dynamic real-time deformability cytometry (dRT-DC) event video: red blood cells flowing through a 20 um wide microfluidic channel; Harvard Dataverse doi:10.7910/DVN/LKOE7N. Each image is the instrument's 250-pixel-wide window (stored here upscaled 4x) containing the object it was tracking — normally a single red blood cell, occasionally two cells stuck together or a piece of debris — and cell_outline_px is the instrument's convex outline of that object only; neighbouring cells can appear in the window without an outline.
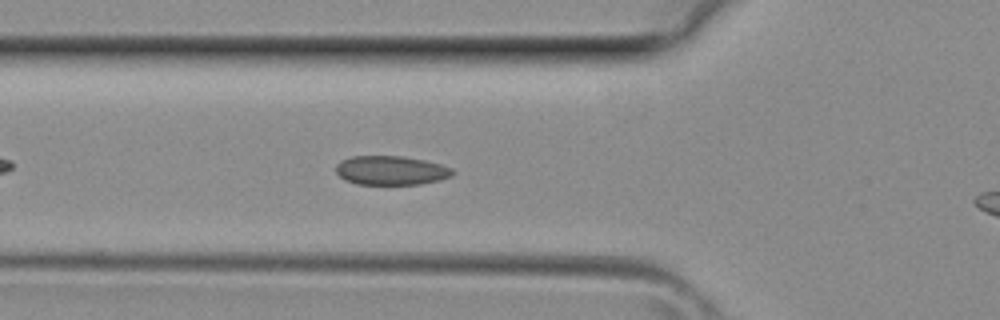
{"species": "common noctule bat (a hibernating species)", "species_latin": "Nyctalus noctula", "temperature_condition": "room temperature", "stored_images_in_passage": 26, "camera_frame_rate_fps": 3000, "um_per_image_px": 0.085, "animal": {"sex": "female", "body_mass_g": 29.2, "forearm_length_mm": 56.3}, "frame": {"image": 1, "passage_image": 6, "time_ms": 1.667, "image_size_px": [1000, 320], "cell_outline_px": [[456, 172], [452, 176], [440, 180], [420, 184], [356, 184], [344, 180], [336, 172], [336, 164], [340, 160], [352, 156], [404, 156], [424, 160], [440, 164], [452, 168]], "centroid_in_image_um": [33.24, 14.48], "position_along_channel_um": 92.6, "area_um2": 19.94}}
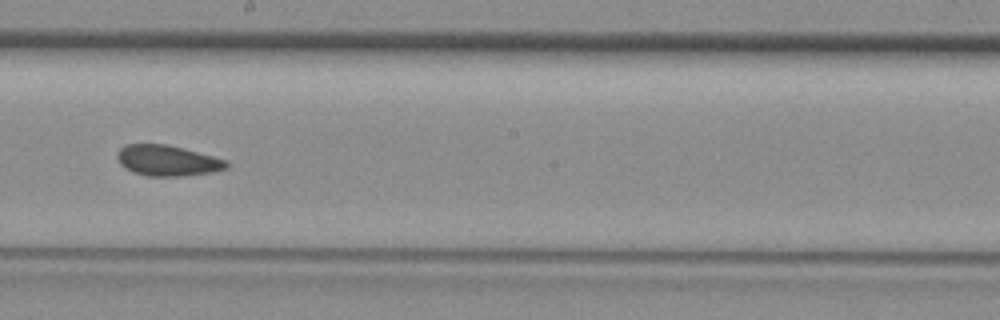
{"frame": {"image": 2, "passage_image": 14, "time_ms": 4.333, "image_size_px": [1000, 320], "cell_outline_px": [[228, 168], [212, 172], [180, 176], [148, 176], [132, 172], [124, 168], [120, 164], [116, 156], [116, 152], [124, 144], [164, 144], [228, 160]], "centroid_in_image_um": [14.18, 13.65], "position_along_channel_um": 234.0, "area_um2": 19.48}}
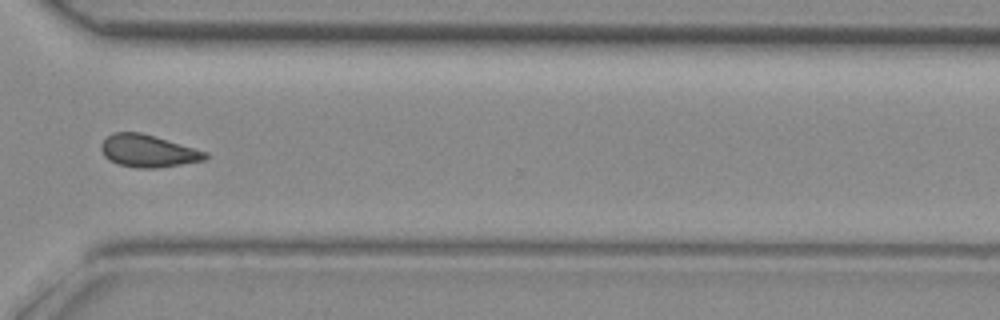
{"frame": {"image": 3, "passage_image": 21, "time_ms": 6.667, "image_size_px": [1000, 320], "cell_outline_px": [[208, 156], [204, 160], [156, 168], [136, 168], [116, 164], [108, 160], [104, 156], [100, 148], [100, 144], [112, 132], [140, 132], [208, 152]], "centroid_in_image_um": [12.53, 12.84], "position_along_channel_um": 358.1, "area_um2": 19.59}}